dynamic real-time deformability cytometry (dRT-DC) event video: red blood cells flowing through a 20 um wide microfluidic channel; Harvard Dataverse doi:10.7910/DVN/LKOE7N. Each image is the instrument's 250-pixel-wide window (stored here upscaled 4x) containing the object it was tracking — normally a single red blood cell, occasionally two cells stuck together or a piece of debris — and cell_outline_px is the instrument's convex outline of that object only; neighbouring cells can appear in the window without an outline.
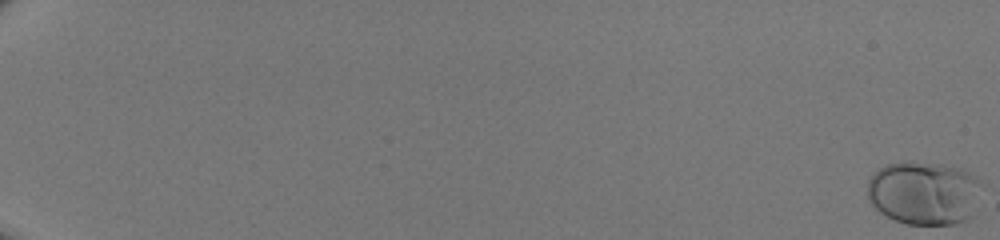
{"species": "human", "species_latin": "Homo sapiens", "temperature_condition": "room temperature", "stored_images_in_passage": 52, "camera_frame_rate_fps": 3000, "um_per_image_px": 0.085, "donor": {"sex": "male"}, "frame": {"image": 1, "passage_image": 1, "time_ms": 0.0, "image_size_px": [1000, 240], "cell_outline_px": [[976, 180], [968, 216], [964, 220], [952, 224], [908, 224], [896, 220], [880, 212], [872, 204], [868, 196], [868, 180], [880, 168], [888, 164], [940, 164], [956, 168], [968, 172], [976, 176]], "centroid_in_image_um": [78.4, 16.42], "position_along_channel_um": 6.6, "area_um2": 39.94}}
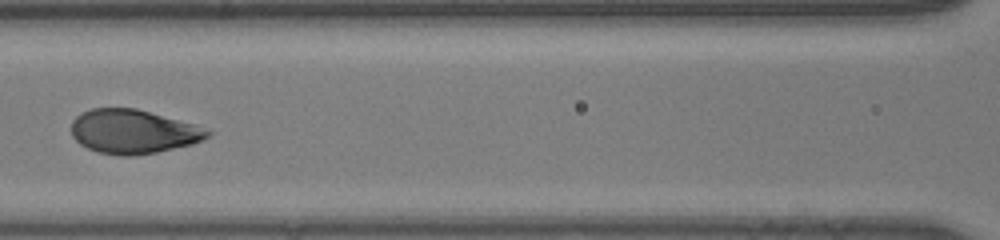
{"frame": {"image": 2, "passage_image": 29, "time_ms": 9.333, "image_size_px": [1000, 240], "cell_outline_px": [[212, 132], [204, 140], [192, 144], [156, 152], [132, 156], [120, 156], [100, 152], [88, 148], [80, 144], [72, 136], [72, 120], [80, 112], [92, 108], [136, 108], [192, 124]], "centroid_in_image_um": [11.27, 11.18], "position_along_channel_um": 155.3, "area_um2": 34.68}}
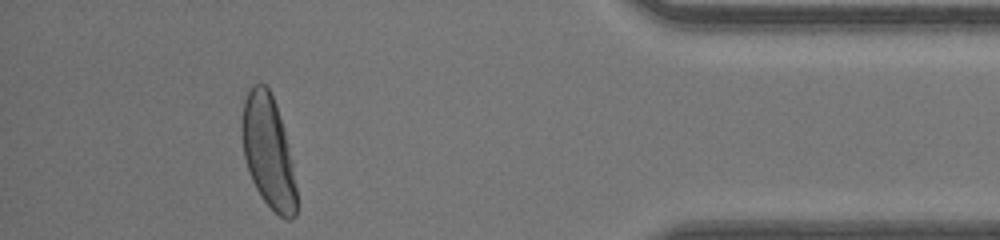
{"frame": {"image": 3, "passage_image": 49, "time_ms": 16.0, "image_size_px": [1000, 240], "cell_outline_px": [[296, 216], [292, 220], [284, 220], [260, 196], [252, 180], [244, 156], [240, 128], [244, 100], [248, 88], [252, 84], [260, 80], [268, 88], [276, 104], [284, 128], [292, 160], [296, 188]], "centroid_in_image_um": [22.79, 12.85], "position_along_channel_um": 412.4, "area_um2": 36.07}}